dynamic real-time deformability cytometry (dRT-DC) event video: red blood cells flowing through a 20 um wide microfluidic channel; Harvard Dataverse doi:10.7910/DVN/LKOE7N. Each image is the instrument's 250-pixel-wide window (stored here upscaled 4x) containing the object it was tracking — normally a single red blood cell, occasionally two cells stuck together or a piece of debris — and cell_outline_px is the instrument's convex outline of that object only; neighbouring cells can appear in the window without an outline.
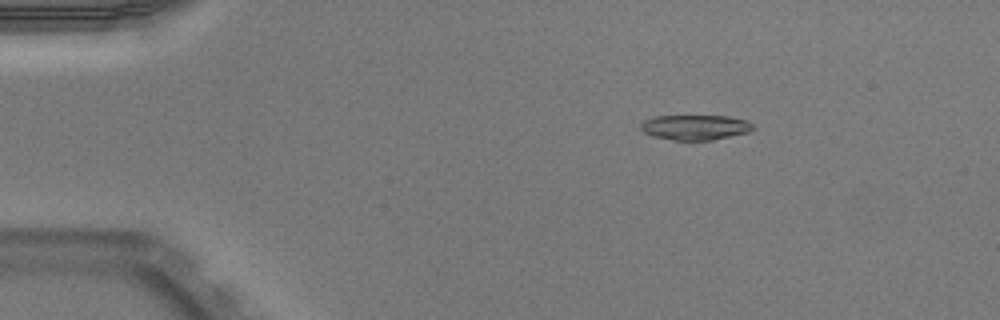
{"species": "Egyptian fruit bat (a non-hibernating species)", "species_latin": "Rousettus aegyptiacus", "temperature_condition": "warm", "stored_images_in_passage": 51, "camera_frame_rate_fps": 3000, "um_per_image_px": 0.085, "animal": {"sex": "male"}, "frame": {"image": 1, "passage_image": 9, "time_ms": 2.667, "image_size_px": [1000, 320], "cell_outline_px": [[756, 128], [748, 132], [712, 140], [676, 140], [652, 136], [644, 132], [640, 128], [640, 124], [644, 120], [656, 116], [732, 116], [748, 120]], "centroid_in_image_um": [59.12, 10.81], "position_along_channel_um": 25.9, "area_um2": 16.47}}
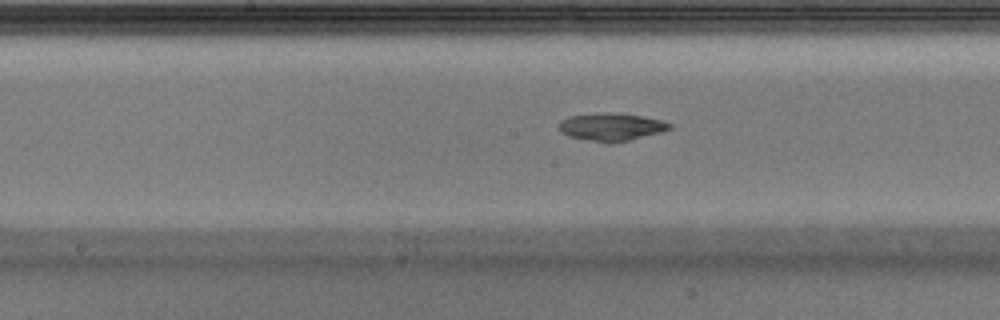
{"frame": {"image": 2, "passage_image": 27, "time_ms": 8.667, "image_size_px": [1000, 320], "cell_outline_px": [[672, 128], [660, 132], [628, 140], [608, 144], [568, 136], [560, 132], [556, 128], [560, 120], [568, 116], [604, 112], [608, 112], [640, 116], [660, 120], [672, 124]], "centroid_in_image_um": [51.87, 10.79], "position_along_channel_um": 196.3, "area_um2": 17.92}}
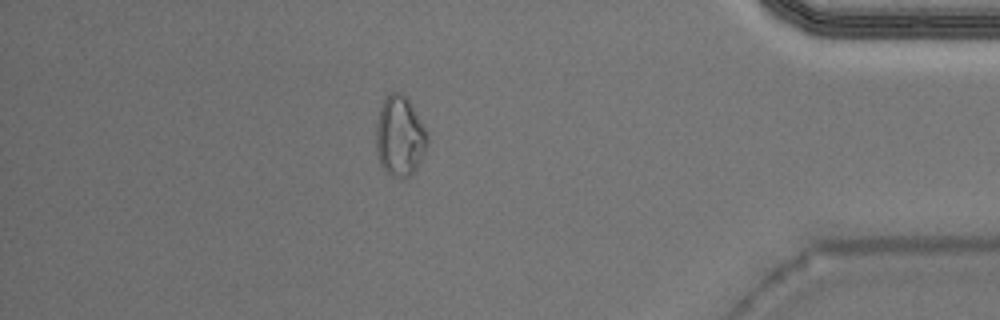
{"frame": {"image": 3, "passage_image": 45, "time_ms": 14.667, "image_size_px": [1000, 320], "cell_outline_px": [[428, 144], [416, 168], [404, 180], [400, 180], [388, 172], [380, 164], [376, 152], [376, 128], [380, 108], [388, 92], [400, 92], [408, 100], [428, 132]], "centroid_in_image_um": [33.98, 11.59], "position_along_channel_um": 401.2, "area_um2": 23.87}, "authors_computed_cell_mechanics": {"area_um2": 17.5712, "velocity_mm_per_s": 4.0098, "shape_relaxation_time_tau1_ms": 6.4739, "shape_relaxation_time_tau2_ms": null, "deformation_change_tau1": 0.2171, "deformation_change_tau2": null}}